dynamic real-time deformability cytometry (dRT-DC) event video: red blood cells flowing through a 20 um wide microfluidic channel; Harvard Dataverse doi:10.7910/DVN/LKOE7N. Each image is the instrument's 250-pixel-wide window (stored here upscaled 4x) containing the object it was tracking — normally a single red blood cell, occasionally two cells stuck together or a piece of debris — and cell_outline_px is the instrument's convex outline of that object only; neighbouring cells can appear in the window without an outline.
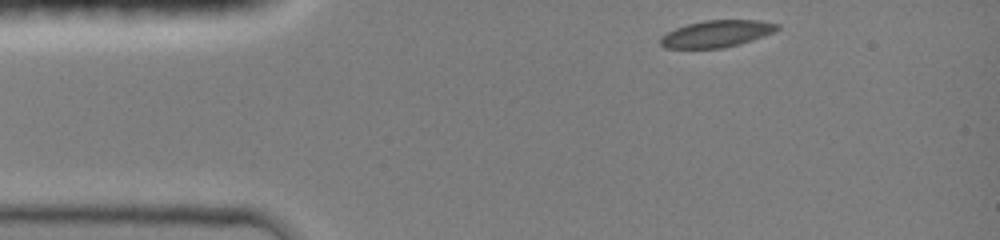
{"species": "common noctule bat (a hibernating species)", "species_latin": "Nyctalus noctula", "temperature_condition": "room temperature", "stored_images_in_passage": 5, "camera_frame_rate_fps": 3000, "um_per_image_px": 0.085, "animal": {"sex": "female", "body_mass_g": 19.0, "forearm_length_mm": 51.5}, "frame": {"image": 1, "passage_image": 1, "time_ms": 0.0, "image_size_px": [1000, 240], "cell_outline_px": [[780, 28], [772, 32], [752, 40], [724, 48], [664, 48], [660, 44], [660, 36], [676, 28], [688, 24], [704, 20], [760, 20], [780, 24]], "centroid_in_image_um": [60.9, 2.86], "position_along_channel_um": 24.1, "area_um2": 18.21}}